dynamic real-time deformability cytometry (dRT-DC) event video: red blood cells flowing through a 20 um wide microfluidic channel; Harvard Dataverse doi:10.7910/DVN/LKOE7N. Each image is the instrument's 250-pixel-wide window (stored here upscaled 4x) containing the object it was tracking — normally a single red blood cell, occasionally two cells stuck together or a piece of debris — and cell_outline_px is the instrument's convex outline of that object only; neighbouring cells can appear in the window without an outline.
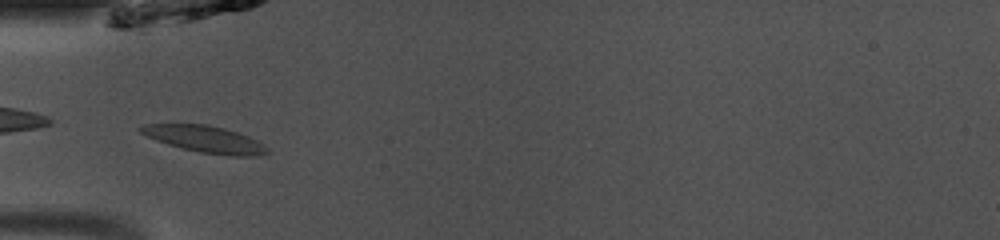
{"species": "common noctule bat (a hibernating species)", "species_latin": "Nyctalus noctula", "temperature_condition": "room temperature", "stored_images_in_passage": 39, "camera_frame_rate_fps": 3000, "um_per_image_px": 0.085, "animal": {"sex": "male", "body_mass_g": 13.0, "forearm_length_mm": 53.1}, "frame": {"image": 1, "passage_image": 6, "time_ms": 1.667, "image_size_px": [1000, 240], "cell_outline_px": [[268, 152], [260, 156], [232, 156], [200, 152], [168, 144], [156, 140], [140, 132], [136, 128], [144, 124], [208, 124], [224, 128], [248, 136], [264, 144], [268, 148]], "centroid_in_image_um": [17.44, 11.82], "position_along_channel_um": 67.6, "area_um2": 19.59}}
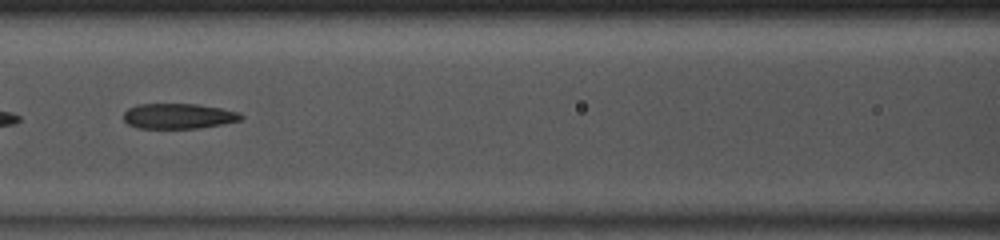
{"frame": {"image": 2, "passage_image": 12, "time_ms": 3.667, "image_size_px": [1000, 240], "cell_outline_px": [[244, 116], [240, 120], [220, 124], [196, 128], [136, 128], [128, 124], [124, 120], [124, 112], [128, 108], [136, 104], [196, 104], [220, 108], [240, 112]], "centroid_in_image_um": [15.14, 9.86], "position_along_channel_um": 151.5, "area_um2": 17.22}, "authors_computed_cell_mechanics": {"area_um2": 18.0914, "velocity_mm_per_s": 4.117, "shape_relaxation_time_tau1_ms": null, "shape_relaxation_time_tau2_ms": 2.7407, "deformation_change_tau1": null, "deformation_change_tau2": 0.1358}}